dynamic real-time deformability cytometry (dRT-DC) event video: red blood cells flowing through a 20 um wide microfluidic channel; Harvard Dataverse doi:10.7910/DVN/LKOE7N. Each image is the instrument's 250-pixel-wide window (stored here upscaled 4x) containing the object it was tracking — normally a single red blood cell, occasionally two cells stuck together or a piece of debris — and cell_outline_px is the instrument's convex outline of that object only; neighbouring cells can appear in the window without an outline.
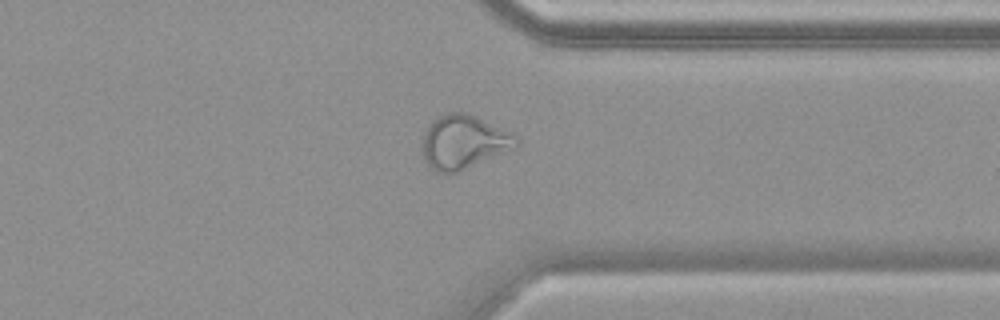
{"species": "common noctule bat (a hibernating species)", "species_latin": "Nyctalus noctula", "temperature_condition": "warm", "stored_images_in_passage": 54, "camera_frame_rate_fps": 3000, "um_per_image_px": 0.085, "animal": {"sex": "female", "body_mass_g": 19.9}, "frame": {"image": 1, "passage_image": 42, "time_ms": 13.667, "image_size_px": [1000, 320], "cell_outline_px": [[520, 144], [516, 148], [460, 172], [436, 172], [424, 160], [420, 148], [420, 144], [424, 132], [428, 124], [432, 120], [448, 112], [468, 112], [512, 132], [520, 140]], "centroid_in_image_um": [39.42, 12.06], "position_along_channel_um": 372.0, "area_um2": 30.17}}
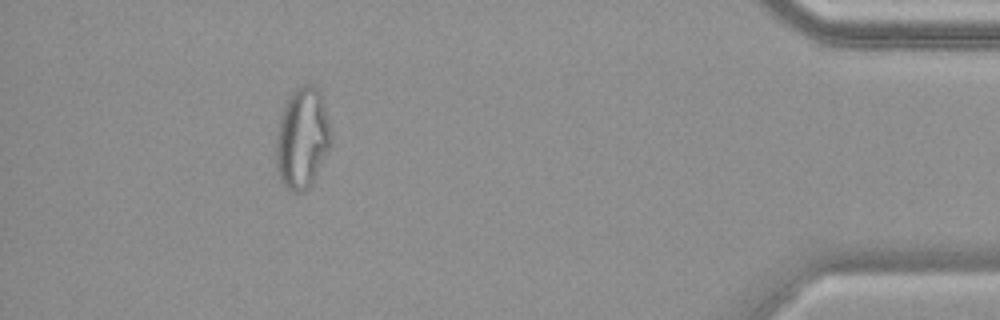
{"frame": {"image": 2, "passage_image": 49, "time_ms": 16.0, "image_size_px": [1000, 320], "cell_outline_px": [[332, 144], [312, 184], [308, 188], [300, 192], [292, 192], [280, 180], [276, 168], [276, 136], [280, 116], [284, 104], [288, 96], [300, 84], [312, 84], [320, 92], [328, 116], [332, 140]], "centroid_in_image_um": [25.69, 11.74], "position_along_channel_um": 409.5, "area_um2": 32.71}}